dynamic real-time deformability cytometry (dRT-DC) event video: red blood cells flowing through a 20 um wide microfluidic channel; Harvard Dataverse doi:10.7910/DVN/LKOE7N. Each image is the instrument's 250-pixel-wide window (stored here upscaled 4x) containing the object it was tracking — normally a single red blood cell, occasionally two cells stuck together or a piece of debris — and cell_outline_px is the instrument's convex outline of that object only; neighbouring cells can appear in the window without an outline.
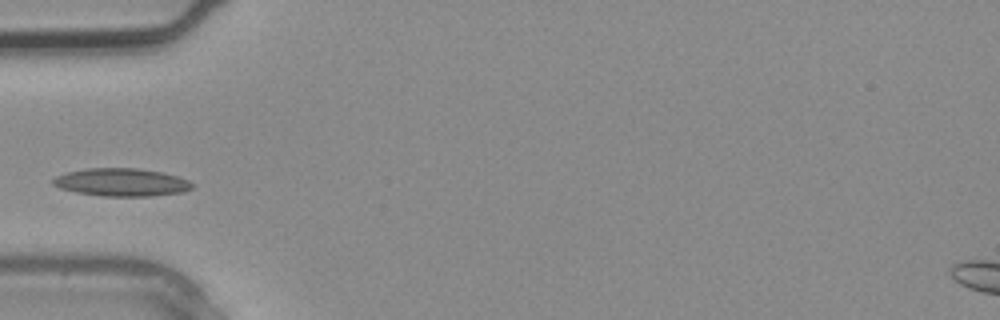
{"species": "common noctule bat (a hibernating species)", "species_latin": "Nyctalus noctula", "temperature_condition": "warm", "stored_images_in_passage": 2, "camera_frame_rate_fps": 3000, "um_per_image_px": 0.085, "animal": {"sex": "male", "body_mass_g": 20.4}, "frame": {"image": 1, "passage_image": 2, "time_ms": 0.333, "image_size_px": [1000, 320], "cell_outline_px": [[192, 188], [184, 192], [148, 196], [104, 196], [76, 192], [60, 188], [52, 184], [52, 180], [56, 176], [64, 172], [88, 168], [140, 168], [164, 172], [188, 180], [192, 184]], "centroid_in_image_um": [10.31, 15.48], "position_along_channel_um": 74.7, "area_um2": 22.66}}